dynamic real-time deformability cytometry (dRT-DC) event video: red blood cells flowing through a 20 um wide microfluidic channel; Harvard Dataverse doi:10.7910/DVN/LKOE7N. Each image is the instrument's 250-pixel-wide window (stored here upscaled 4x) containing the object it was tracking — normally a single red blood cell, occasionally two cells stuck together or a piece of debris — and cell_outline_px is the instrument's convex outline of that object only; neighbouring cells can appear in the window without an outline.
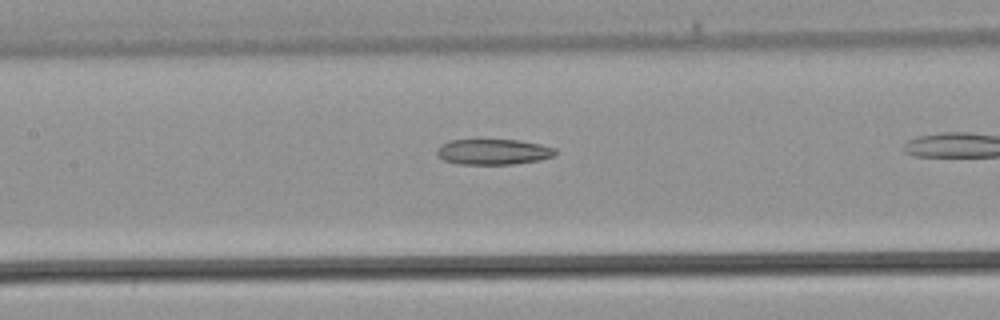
{"species": "common noctule bat (a hibernating species)", "species_latin": "Nyctalus noctula", "temperature_condition": "warm", "stored_images_in_passage": 14, "camera_frame_rate_fps": 3000, "um_per_image_px": 0.085, "animal": {"sex": "male", "body_mass_g": 21.5, "forearm_length_mm": 52.0}, "frame": {"image": 1, "passage_image": 10, "time_ms": 3.0, "image_size_px": [1000, 320], "cell_outline_px": [[556, 156], [540, 160], [512, 164], [456, 164], [444, 160], [436, 156], [436, 148], [440, 144], [452, 140], [520, 140], [540, 144], [556, 148]], "centroid_in_image_um": [41.92, 12.91], "position_along_channel_um": 165.5, "area_um2": 17.86}}
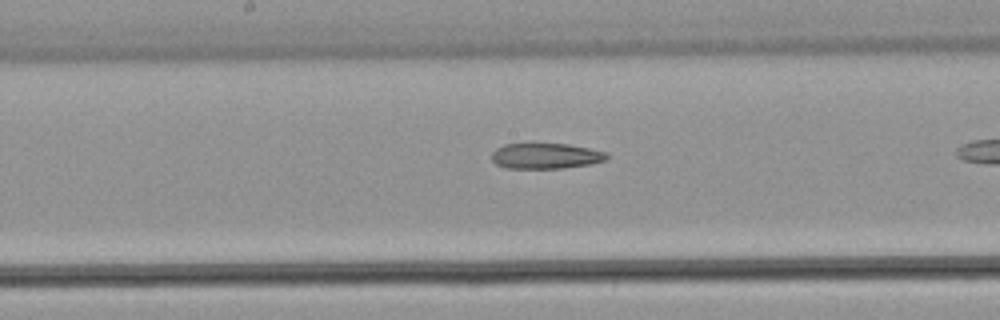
{"frame": {"image": 2, "passage_image": 12, "time_ms": 3.667, "image_size_px": [1000, 320], "cell_outline_px": [[608, 156], [604, 160], [588, 164], [564, 168], [504, 168], [496, 164], [492, 160], [492, 152], [496, 148], [504, 144], [528, 140], [532, 140], [568, 144], [608, 152]], "centroid_in_image_um": [46.3, 13.19], "position_along_channel_um": 201.9, "area_um2": 18.03}}